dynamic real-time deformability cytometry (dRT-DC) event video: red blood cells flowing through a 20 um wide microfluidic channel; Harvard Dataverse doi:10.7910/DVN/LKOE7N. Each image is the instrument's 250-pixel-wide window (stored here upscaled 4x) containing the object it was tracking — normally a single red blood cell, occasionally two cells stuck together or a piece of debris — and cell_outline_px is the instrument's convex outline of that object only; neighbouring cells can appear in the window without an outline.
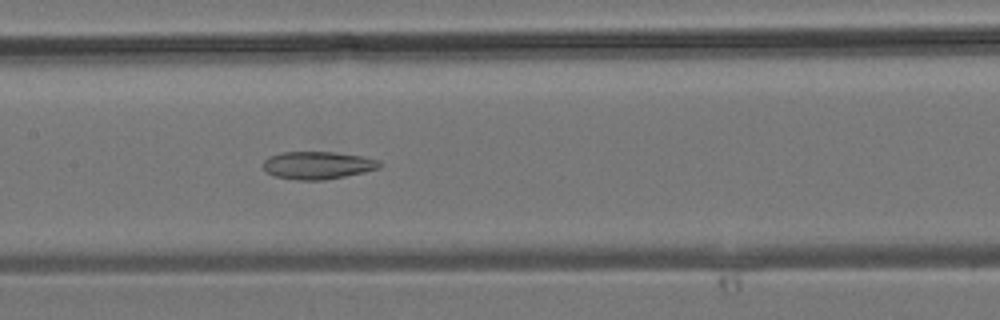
{"species": "common noctule bat (a hibernating species)", "species_latin": "Nyctalus noctula", "temperature_condition": "room temperature", "stored_images_in_passage": 36, "camera_frame_rate_fps": 3000, "um_per_image_px": 0.085, "animal": {"sex": "male", "body_mass_g": 19.2, "forearm_length_mm": 51.8}, "frame": {"image": 1, "passage_image": 18, "time_ms": 5.667, "image_size_px": [1000, 320], "cell_outline_px": [[384, 164], [380, 168], [364, 172], [324, 180], [296, 180], [272, 176], [264, 172], [260, 164], [268, 156], [280, 152], [332, 152], [360, 156], [380, 160]], "centroid_in_image_um": [26.94, 14.05], "position_along_channel_um": 180.5, "area_um2": 19.13}}
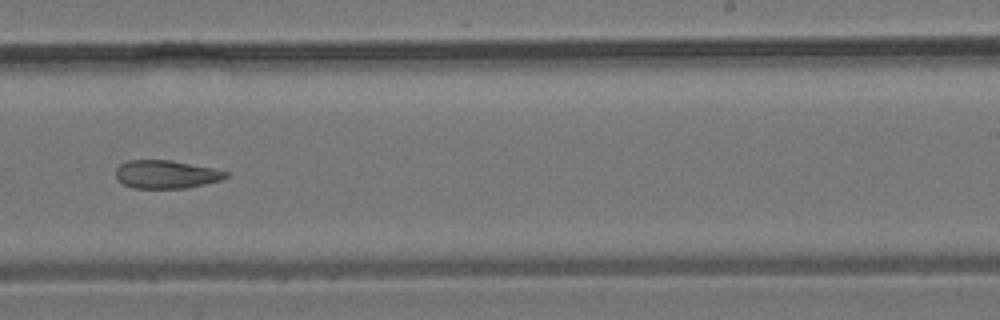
{"frame": {"image": 2, "passage_image": 23, "time_ms": 7.333, "image_size_px": [1000, 320], "cell_outline_px": [[228, 176], [220, 180], [188, 188], [136, 188], [124, 184], [116, 180], [116, 168], [120, 164], [128, 160], [172, 160], [212, 168], [228, 172]], "centroid_in_image_um": [14.1, 14.81], "position_along_channel_um": 274.9, "area_um2": 18.03}}
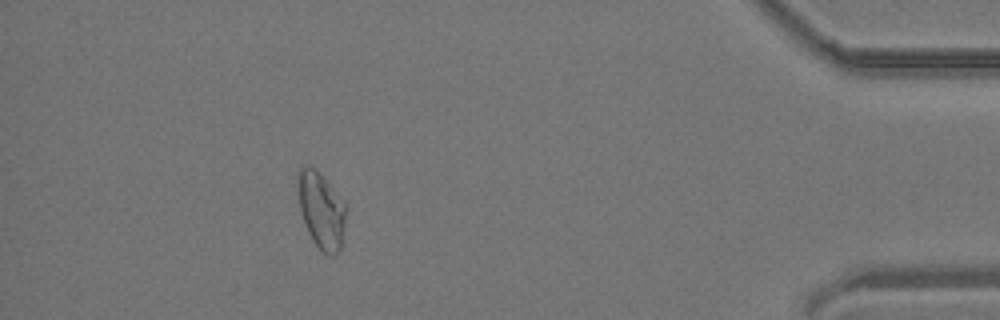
{"frame": {"image": 3, "passage_image": 33, "time_ms": 10.667, "image_size_px": [1000, 320], "cell_outline_px": [[348, 208], [340, 248], [332, 256], [328, 256], [312, 240], [304, 224], [300, 212], [296, 176], [296, 172], [300, 168], [316, 168], [344, 200]], "centroid_in_image_um": [27.31, 17.84], "position_along_channel_um": 407.9, "area_um2": 21.68}}